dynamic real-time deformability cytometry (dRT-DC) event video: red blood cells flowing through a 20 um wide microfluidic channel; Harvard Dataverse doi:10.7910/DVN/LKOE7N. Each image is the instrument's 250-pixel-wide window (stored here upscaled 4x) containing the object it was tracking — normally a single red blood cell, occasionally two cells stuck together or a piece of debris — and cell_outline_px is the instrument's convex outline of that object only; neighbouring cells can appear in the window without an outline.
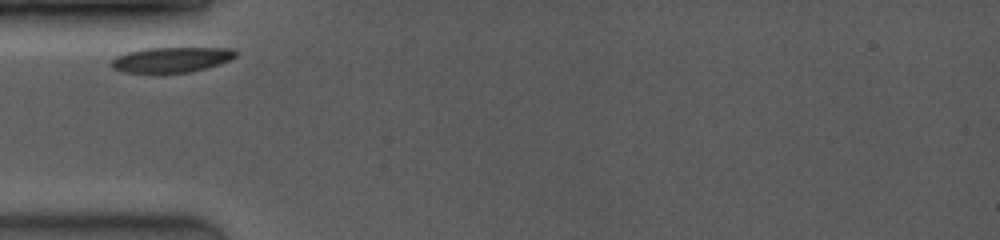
{"species": "common noctule bat (a hibernating species)", "species_latin": "Nyctalus noctula", "temperature_condition": "room temperature", "stored_images_in_passage": 3, "camera_frame_rate_fps": 4000, "um_per_image_px": 0.085, "animal": {"sex": "female", "body_mass_g": 19.0, "forearm_length_mm": 53.3}, "frame": {"image": 1, "passage_image": 1, "time_ms": 0.0, "image_size_px": [1000, 240], "cell_outline_px": [[236, 56], [228, 60], [204, 68], [188, 72], [124, 72], [112, 68], [112, 60], [116, 56], [128, 52], [144, 48], [228, 48], [236, 52]], "centroid_in_image_um": [14.52, 5.06], "position_along_channel_um": 70.5, "area_um2": 17.74}}